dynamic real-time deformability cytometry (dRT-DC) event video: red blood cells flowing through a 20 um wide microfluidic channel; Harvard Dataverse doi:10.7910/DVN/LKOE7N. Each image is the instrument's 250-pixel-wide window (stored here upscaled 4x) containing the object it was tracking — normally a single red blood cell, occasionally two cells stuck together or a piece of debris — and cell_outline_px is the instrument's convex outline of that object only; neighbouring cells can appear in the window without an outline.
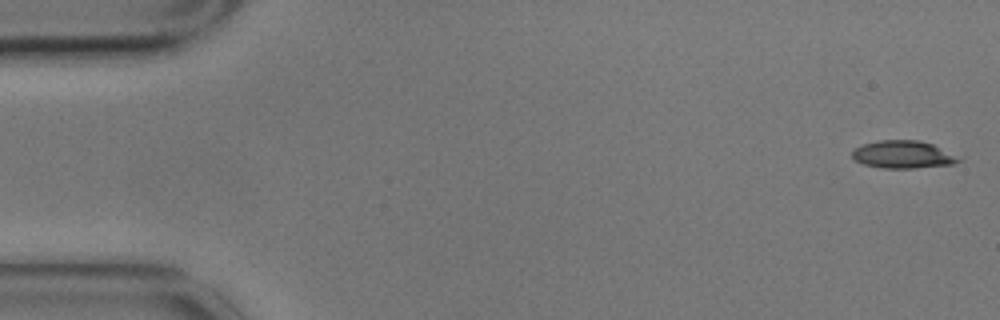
{"species": "common noctule bat (a hibernating species)", "species_latin": "Nyctalus noctula", "temperature_condition": "cold", "stored_images_in_passage": 6, "camera_frame_rate_fps": 3000, "um_per_image_px": 0.085, "animal": {"sex": "male", "body_mass_g": 17.9}, "frame": {"image": 1, "passage_image": 1, "time_ms": 0.0, "image_size_px": [1000, 320], "cell_outline_px": [[964, 156], [956, 164], [916, 168], [880, 168], [864, 164], [856, 160], [852, 156], [852, 148], [864, 144], [880, 140], [920, 140], [932, 144]], "centroid_in_image_um": [76.84, 13.13], "position_along_channel_um": 8.2, "area_um2": 17.51}}
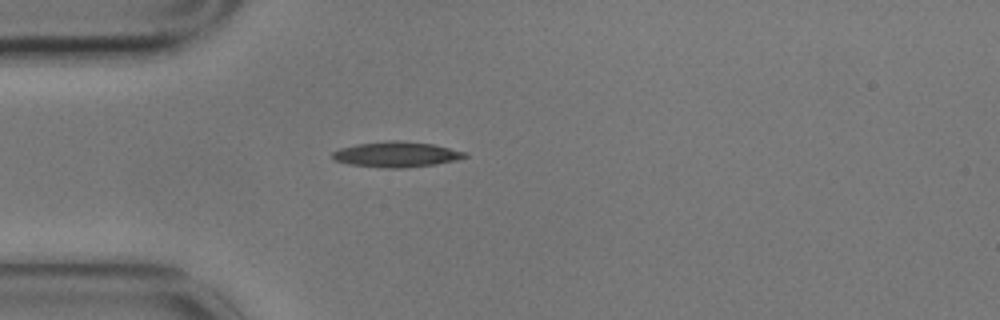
{"frame": {"image": 2, "passage_image": 5, "time_ms": 1.333, "image_size_px": [1000, 320], "cell_outline_px": [[468, 156], [456, 160], [436, 164], [404, 168], [384, 168], [348, 164], [332, 160], [332, 152], [340, 148], [356, 144], [388, 140], [400, 140], [432, 144], [468, 152]], "centroid_in_image_um": [33.68, 13.12], "position_along_channel_um": 51.3, "area_um2": 19.83}}